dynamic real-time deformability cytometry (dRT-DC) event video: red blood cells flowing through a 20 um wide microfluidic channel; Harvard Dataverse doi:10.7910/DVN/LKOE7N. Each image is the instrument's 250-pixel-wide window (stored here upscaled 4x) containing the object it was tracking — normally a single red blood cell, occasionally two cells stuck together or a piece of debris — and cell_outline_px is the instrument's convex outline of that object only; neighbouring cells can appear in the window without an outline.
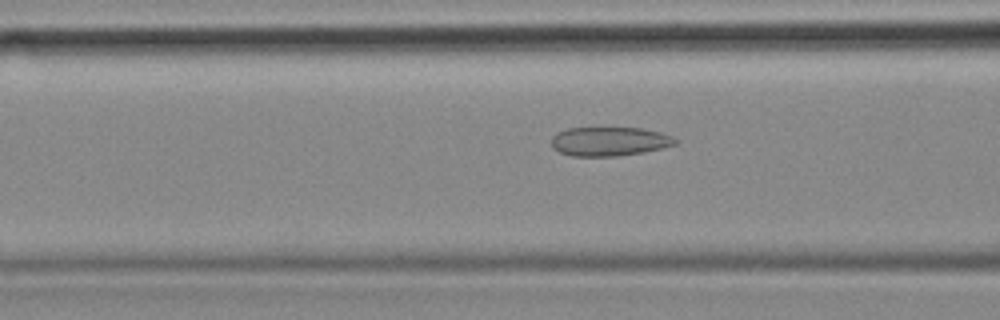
{"species": "common noctule bat (a hibernating species)", "species_latin": "Nyctalus noctula", "temperature_condition": "cold", "stored_images_in_passage": 34, "camera_frame_rate_fps": 3000, "um_per_image_px": 0.085, "animal": {"sex": "female", "body_mass_g": 18.4}, "frame": {"image": 1, "passage_image": 5, "time_ms": 1.333, "image_size_px": [1000, 320], "cell_outline_px": [[680, 140], [676, 144], [664, 148], [644, 152], [620, 156], [572, 156], [560, 152], [552, 148], [552, 136], [556, 132], [568, 128], [640, 128], [660, 132], [672, 136]], "centroid_in_image_um": [51.82, 12.02], "position_along_channel_um": 114.8, "area_um2": 21.15}}
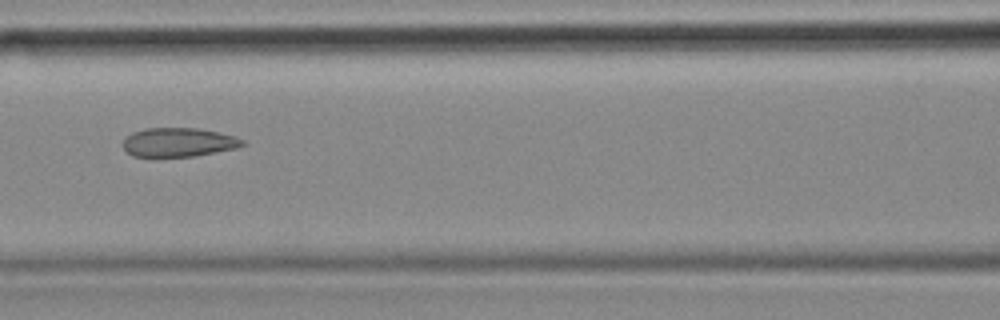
{"frame": {"image": 2, "passage_image": 8, "time_ms": 2.333, "image_size_px": [1000, 320], "cell_outline_px": [[244, 144], [236, 148], [216, 152], [192, 156], [132, 156], [124, 148], [124, 140], [132, 132], [144, 128], [200, 128], [236, 136], [244, 140]], "centroid_in_image_um": [15.2, 12.08], "position_along_channel_um": 151.4, "area_um2": 20.0}}
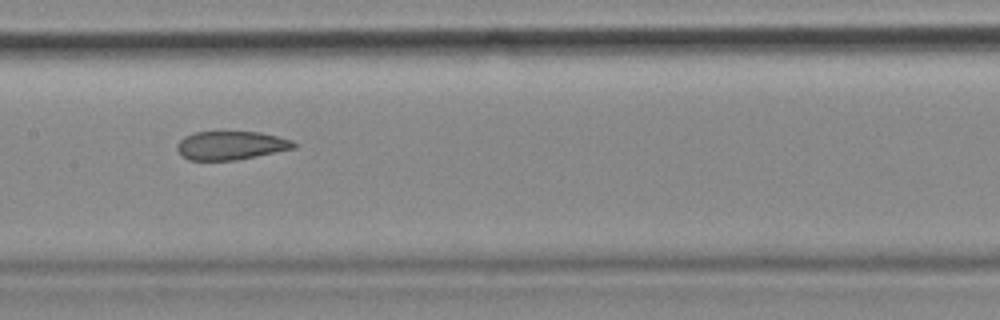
{"frame": {"image": 3, "passage_image": 11, "time_ms": 3.333, "image_size_px": [1000, 320], "cell_outline_px": [[300, 144], [296, 148], [236, 160], [188, 160], [180, 156], [176, 148], [176, 144], [184, 136], [196, 132], [260, 132], [292, 140]], "centroid_in_image_um": [19.62, 12.37], "position_along_channel_um": 187.8, "area_um2": 19.59}, "authors_computed_cell_mechanics": {"area_um2": 20.6635, "velocity_mm_per_s": 3.6483, "shape_relaxation_time_tau1_ms": null, "shape_relaxation_time_tau2_ms": 2.431, "deformation_change_tau1": null, "deformation_change_tau2": 0.1041}}